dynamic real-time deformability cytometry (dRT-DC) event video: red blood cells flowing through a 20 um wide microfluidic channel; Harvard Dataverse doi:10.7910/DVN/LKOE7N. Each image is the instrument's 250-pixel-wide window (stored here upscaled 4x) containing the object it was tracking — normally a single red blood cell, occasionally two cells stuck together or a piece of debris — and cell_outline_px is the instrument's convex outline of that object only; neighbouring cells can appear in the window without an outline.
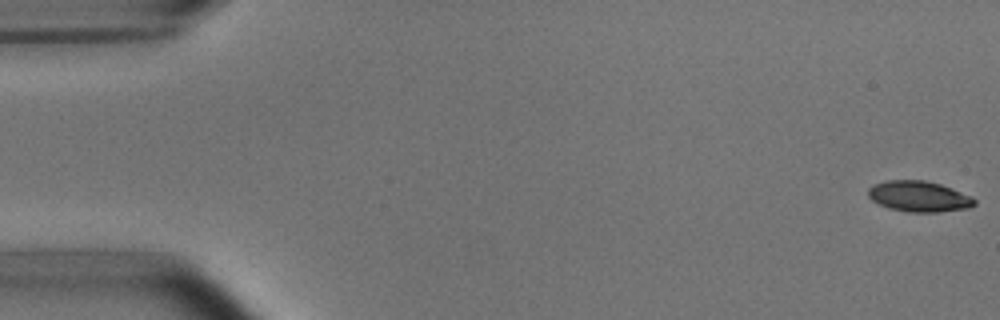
{"species": "common noctule bat (a hibernating species)", "species_latin": "Nyctalus noctula", "temperature_condition": "room temperature", "stored_images_in_passage": 5, "camera_frame_rate_fps": 3000, "um_per_image_px": 0.085, "animal": {"sex": "male", "body_mass_g": 15.6}, "frame": {"image": 1, "passage_image": 1, "time_ms": 0.0, "image_size_px": [1000, 320], "cell_outline_px": [[976, 204], [968, 208], [940, 212], [908, 212], [888, 208], [872, 200], [868, 196], [868, 188], [876, 184], [888, 180], [924, 180], [940, 184], [972, 196], [976, 200]], "centroid_in_image_um": [78.13, 16.7], "position_along_channel_um": 6.9, "area_um2": 19.02}}
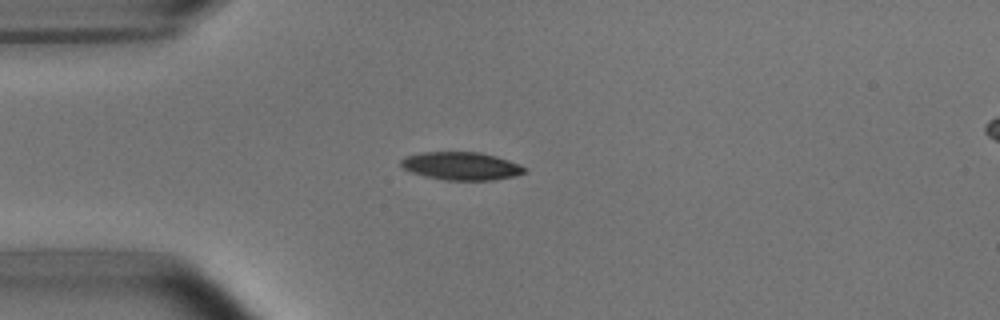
{"frame": {"image": 2, "passage_image": 4, "time_ms": 4.333, "image_size_px": [1000, 320], "cell_outline_px": [[528, 172], [512, 176], [492, 180], [444, 180], [424, 176], [412, 172], [404, 168], [400, 164], [400, 160], [408, 156], [420, 152], [480, 152], [496, 156], [520, 164], [528, 168]], "centroid_in_image_um": [39.24, 14.11], "position_along_channel_um": 45.8, "area_um2": 20.17}}